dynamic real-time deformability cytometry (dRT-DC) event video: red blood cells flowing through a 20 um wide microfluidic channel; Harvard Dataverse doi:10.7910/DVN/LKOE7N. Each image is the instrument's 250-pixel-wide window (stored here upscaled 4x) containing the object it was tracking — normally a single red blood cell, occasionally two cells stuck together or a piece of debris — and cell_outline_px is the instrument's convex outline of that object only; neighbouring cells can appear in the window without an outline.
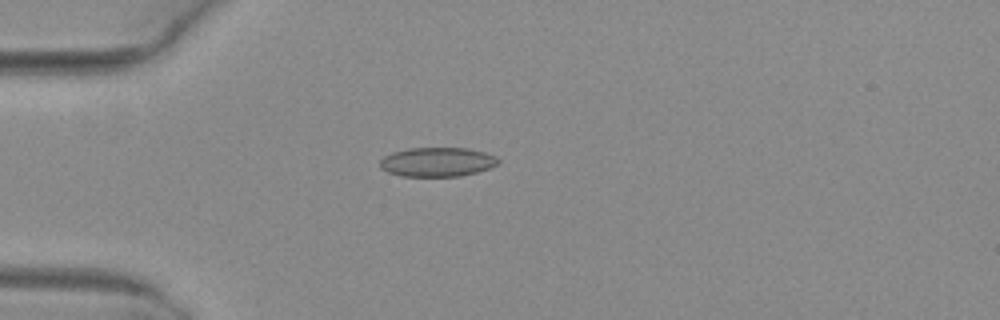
{"species": "common noctule bat (a hibernating species)", "species_latin": "Nyctalus noctula", "temperature_condition": "warm", "stored_images_in_passage": 5, "camera_frame_rate_fps": 3000, "um_per_image_px": 0.085, "animal": {"sex": "female", "body_mass_g": 29.2, "forearm_length_mm": 56.3}, "frame": {"image": 1, "passage_image": 5, "time_ms": 1.333, "image_size_px": [1000, 320], "cell_outline_px": [[500, 164], [492, 168], [460, 176], [400, 176], [388, 172], [380, 168], [380, 160], [384, 156], [392, 152], [408, 148], [468, 148], [484, 152], [496, 156], [500, 160]], "centroid_in_image_um": [37.19, 13.77], "position_along_channel_um": 47.8, "area_um2": 20.35}}